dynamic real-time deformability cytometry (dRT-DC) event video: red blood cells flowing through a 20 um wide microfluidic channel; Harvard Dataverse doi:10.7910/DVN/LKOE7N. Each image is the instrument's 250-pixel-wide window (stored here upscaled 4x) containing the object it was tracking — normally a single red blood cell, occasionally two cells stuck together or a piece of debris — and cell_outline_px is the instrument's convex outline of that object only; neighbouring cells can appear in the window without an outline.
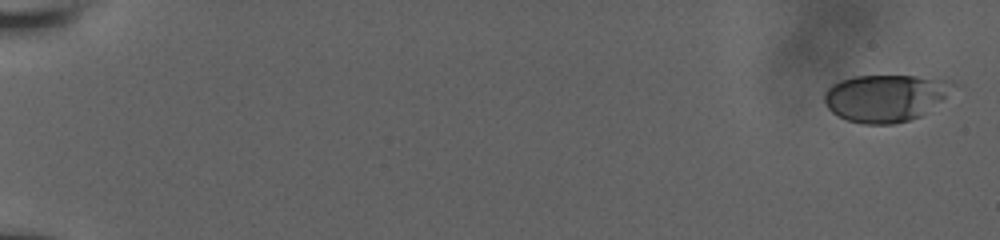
{"species": "human", "species_latin": "Homo sapiens", "temperature_condition": "room temperature", "stored_images_in_passage": 8, "camera_frame_rate_fps": 3000, "um_per_image_px": 0.085, "donor": {"sex": "male"}, "frame": {"image": 1, "passage_image": 1, "time_ms": 0.0, "image_size_px": [1000, 240], "cell_outline_px": [[960, 84], [920, 116], [908, 120], [892, 124], [864, 124], [848, 120], [832, 112], [824, 104], [824, 92], [832, 84], [840, 80], [852, 76], [916, 76], [952, 80]], "centroid_in_image_um": [75.25, 8.3], "position_along_channel_um": 9.7, "area_um2": 35.32}}